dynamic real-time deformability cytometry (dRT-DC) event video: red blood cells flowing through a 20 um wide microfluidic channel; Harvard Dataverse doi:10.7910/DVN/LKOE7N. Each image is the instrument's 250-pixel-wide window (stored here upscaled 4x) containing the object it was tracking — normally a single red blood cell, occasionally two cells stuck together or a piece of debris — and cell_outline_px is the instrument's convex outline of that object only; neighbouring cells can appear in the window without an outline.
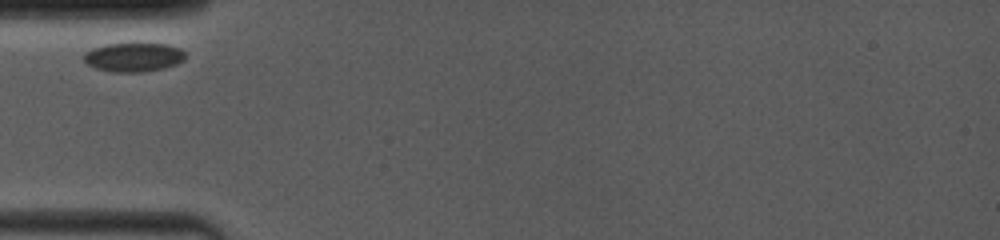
{"species": "common noctule bat (a hibernating species)", "species_latin": "Nyctalus noctula", "temperature_condition": "room temperature", "stored_images_in_passage": 20, "camera_frame_rate_fps": 4000, "um_per_image_px": 0.085, "animal": {"sex": "female", "body_mass_g": 19.0, "forearm_length_mm": 53.3}, "frame": {"image": 1, "passage_image": 1, "time_ms": 0.0, "image_size_px": [1000, 240], "cell_outline_px": [[188, 56], [184, 60], [176, 64], [164, 68], [144, 72], [116, 72], [96, 68], [88, 64], [84, 60], [84, 52], [92, 48], [104, 44], [168, 44], [180, 48], [188, 52]], "centroid_in_image_um": [11.41, 4.85], "position_along_channel_um": 73.6, "area_um2": 17.28}}
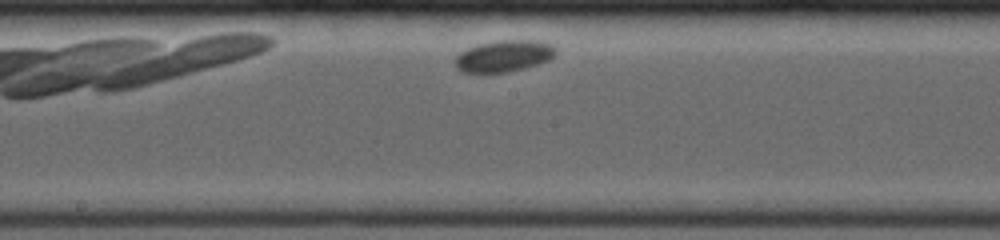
{"frame": {"image": 2, "passage_image": 9, "time_ms": 4.0, "image_size_px": [1000, 240], "cell_outline_px": [[556, 52], [548, 60], [524, 68], [508, 72], [460, 72], [456, 68], [452, 60], [460, 52], [476, 44], [496, 40], [536, 40], [552, 44], [556, 48]], "centroid_in_image_um": [42.78, 4.75], "position_along_channel_um": 205.4, "area_um2": 18.67}}
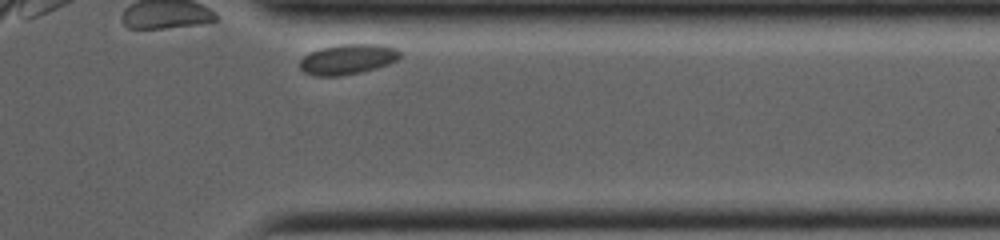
{"frame": {"image": 3, "passage_image": 20, "time_ms": 9.25, "image_size_px": [1000, 240], "cell_outline_px": [[400, 56], [396, 60], [388, 64], [376, 68], [360, 72], [340, 76], [316, 76], [304, 72], [300, 68], [300, 60], [308, 52], [320, 48], [340, 44], [380, 44], [396, 48], [400, 52]], "centroid_in_image_um": [29.53, 5.03], "position_along_channel_um": 381.9, "area_um2": 17.69}}